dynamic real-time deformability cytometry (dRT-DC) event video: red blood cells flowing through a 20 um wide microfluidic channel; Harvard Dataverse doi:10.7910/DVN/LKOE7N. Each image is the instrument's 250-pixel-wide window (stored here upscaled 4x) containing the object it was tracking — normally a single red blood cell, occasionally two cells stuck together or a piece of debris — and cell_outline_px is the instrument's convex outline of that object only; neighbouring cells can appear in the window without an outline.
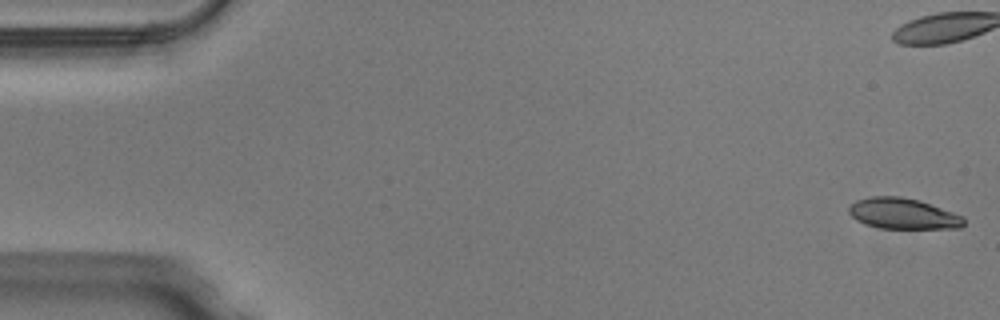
{"species": "Egyptian fruit bat (a non-hibernating species)", "species_latin": "Rousettus aegyptiacus", "temperature_condition": "warm", "stored_images_in_passage": 51, "camera_frame_rate_fps": 3000, "um_per_image_px": 0.085, "animal": {"sex": "male"}, "frame": {"image": 1, "passage_image": 1, "time_ms": 0.0, "image_size_px": [1000, 320], "cell_outline_px": [[964, 224], [960, 228], [880, 228], [864, 224], [856, 220], [848, 212], [848, 208], [856, 200], [872, 196], [900, 196], [920, 200], [964, 216]], "centroid_in_image_um": [76.75, 18.15], "position_along_channel_um": 8.3, "area_um2": 20.69}, "authors_computed_cell_mechanics": {"area_um2": 22.7154, "velocity_mm_per_s": 4.0363, "shape_relaxation_time_tau1_ms": 4.1787, "shape_relaxation_time_tau2_ms": 2.1593, "deformation_change_tau1": 0.1645, "deformation_change_tau2": 0.0916}}